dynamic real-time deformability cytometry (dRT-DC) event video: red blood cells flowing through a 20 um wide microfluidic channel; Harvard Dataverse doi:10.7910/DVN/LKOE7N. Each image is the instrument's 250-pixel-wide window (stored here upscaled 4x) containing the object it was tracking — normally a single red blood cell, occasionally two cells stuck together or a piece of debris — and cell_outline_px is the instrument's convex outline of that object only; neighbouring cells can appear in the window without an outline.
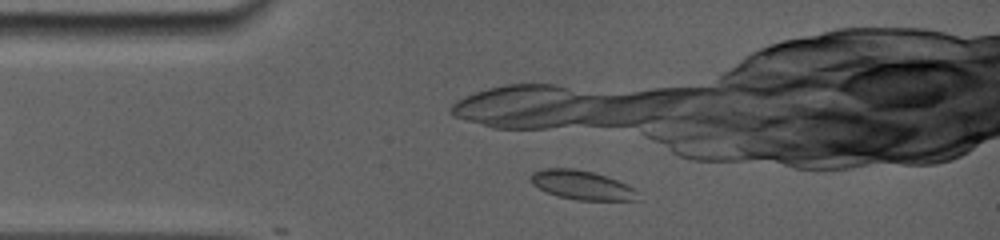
{"species": "common noctule bat (a hibernating species)", "species_latin": "Nyctalus noctula", "temperature_condition": "room temperature", "stored_images_in_passage": 23, "camera_frame_rate_fps": 5000, "um_per_image_px": 0.085, "animal": {"sex": "female", "body_mass_g": 19.0, "forearm_length_mm": 56.7}, "frame": {"image": 1, "passage_image": 4, "time_ms": 1.2, "image_size_px": [1000, 240], "cell_outline_px": [[636, 200], [576, 200], [556, 196], [532, 184], [528, 176], [532, 172], [544, 168], [576, 168], [592, 172], [616, 180], [632, 188], [636, 192]], "centroid_in_image_um": [49.36, 15.72], "position_along_channel_um": 35.6, "area_um2": 17.92}}